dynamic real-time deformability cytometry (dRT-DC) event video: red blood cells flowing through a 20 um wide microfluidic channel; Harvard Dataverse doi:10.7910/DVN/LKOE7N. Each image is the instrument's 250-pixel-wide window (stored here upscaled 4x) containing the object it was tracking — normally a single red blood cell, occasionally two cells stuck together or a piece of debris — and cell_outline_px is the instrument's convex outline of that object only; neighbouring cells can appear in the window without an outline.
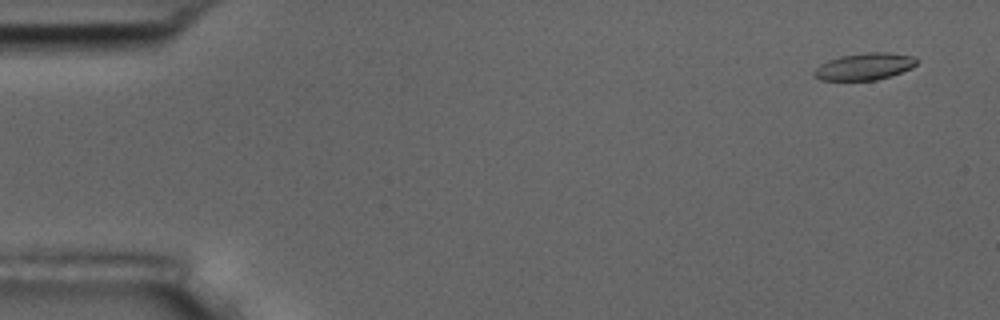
{"species": "common noctule bat (a hibernating species)", "species_latin": "Nyctalus noctula", "temperature_condition": "room temperature", "stored_images_in_passage": 5, "camera_frame_rate_fps": 3000, "um_per_image_px": 0.085, "animal": {"sex": "male", "body_mass_g": 17.5, "forearm_length_mm": 52.3}, "frame": {"image": 1, "passage_image": 1, "time_ms": 0.0, "image_size_px": [1000, 320], "cell_outline_px": [[916, 64], [912, 68], [876, 80], [820, 80], [812, 72], [820, 64], [828, 60], [840, 56], [868, 52], [888, 52], [912, 56], [916, 60]], "centroid_in_image_um": [73.45, 5.65], "position_along_channel_um": 11.5, "area_um2": 15.9}}
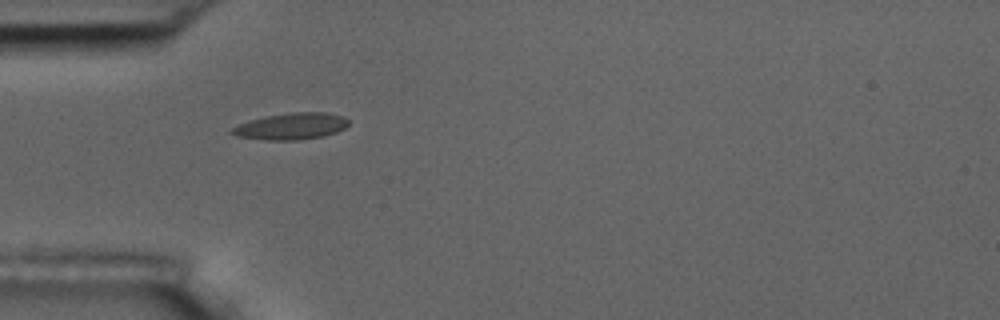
{"frame": {"image": 2, "passage_image": 5, "time_ms": 4.667, "image_size_px": [1000, 320], "cell_outline_px": [[348, 124], [344, 128], [336, 132], [324, 136], [300, 140], [268, 140], [236, 136], [228, 132], [232, 128], [240, 124], [264, 116], [292, 112], [328, 112], [344, 116], [348, 120]], "centroid_in_image_um": [24.77, 10.73], "position_along_channel_um": 60.2, "area_um2": 18.09}}